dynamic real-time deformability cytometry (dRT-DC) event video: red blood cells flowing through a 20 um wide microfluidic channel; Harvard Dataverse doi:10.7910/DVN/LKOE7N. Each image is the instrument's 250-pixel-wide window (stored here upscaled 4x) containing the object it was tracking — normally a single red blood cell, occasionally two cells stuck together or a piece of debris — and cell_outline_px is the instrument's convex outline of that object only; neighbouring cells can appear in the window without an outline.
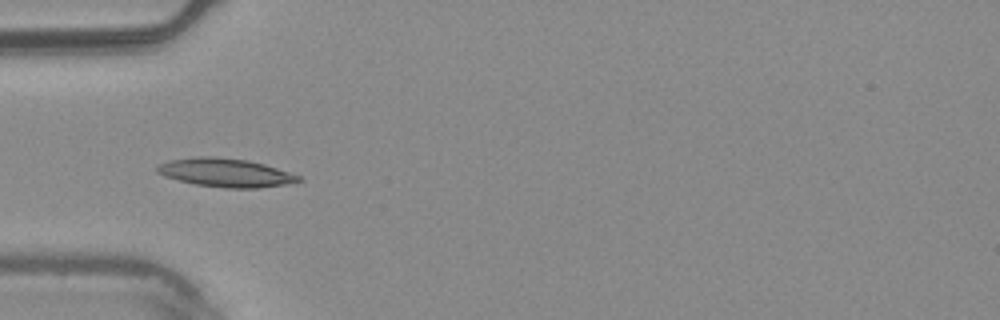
{"species": "common noctule bat (a hibernating species)", "species_latin": "Nyctalus noctula", "temperature_condition": "warm", "stored_images_in_passage": 5, "camera_frame_rate_fps": 3000, "um_per_image_px": 0.085, "animal": {"sex": "male", "body_mass_g": 20.4}, "frame": {"image": 1, "passage_image": 4, "time_ms": 1.0, "image_size_px": [1000, 320], "cell_outline_px": [[304, 180], [284, 184], [256, 188], [224, 188], [196, 184], [164, 176], [156, 172], [156, 168], [160, 164], [168, 160], [196, 156], [216, 156], [248, 160], [264, 164], [300, 176]], "centroid_in_image_um": [19.14, 14.66], "position_along_channel_um": 65.9, "area_um2": 23.41}}